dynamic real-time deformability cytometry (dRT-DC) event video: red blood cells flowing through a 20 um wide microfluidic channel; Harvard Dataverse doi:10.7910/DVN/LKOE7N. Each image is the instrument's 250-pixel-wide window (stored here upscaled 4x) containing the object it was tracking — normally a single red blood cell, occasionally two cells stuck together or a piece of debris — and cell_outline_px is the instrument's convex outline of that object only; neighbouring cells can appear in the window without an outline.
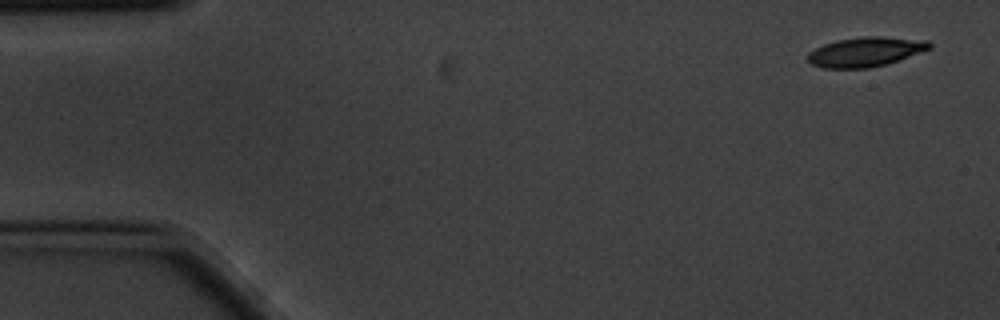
{"species": "common noctule bat (a hibernating species)", "species_latin": "Nyctalus noctula", "temperature_condition": "cold", "stored_images_in_passage": 4, "camera_frame_rate_fps": 3000, "um_per_image_px": 0.085, "animal": {"sex": "male", "body_mass_g": 20.1, "forearm_length_mm": 53.5}, "frame": {"image": 1, "passage_image": 1, "time_ms": 0.0, "image_size_px": [1000, 320], "cell_outline_px": [[932, 48], [884, 64], [868, 68], [824, 68], [812, 64], [808, 60], [808, 52], [824, 44], [836, 40], [864, 36], [880, 36], [928, 40], [932, 44]], "centroid_in_image_um": [73.56, 4.39], "position_along_channel_um": 11.4, "area_um2": 20.75}}
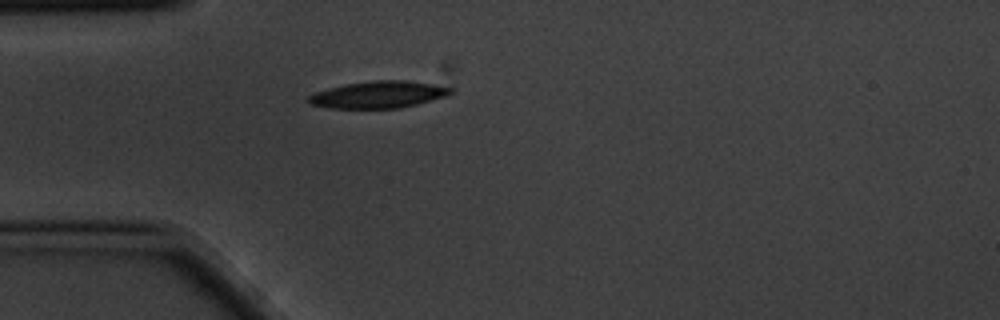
{"frame": {"image": 2, "passage_image": 4, "time_ms": 1.0, "image_size_px": [1000, 320], "cell_outline_px": [[456, 88], [452, 92], [444, 96], [416, 104], [400, 108], [328, 108], [312, 104], [308, 100], [308, 96], [316, 92], [328, 88], [344, 84], [372, 80], [404, 80], [432, 84]], "centroid_in_image_um": [32.16, 8.03], "position_along_channel_um": 52.8, "area_um2": 22.14}}